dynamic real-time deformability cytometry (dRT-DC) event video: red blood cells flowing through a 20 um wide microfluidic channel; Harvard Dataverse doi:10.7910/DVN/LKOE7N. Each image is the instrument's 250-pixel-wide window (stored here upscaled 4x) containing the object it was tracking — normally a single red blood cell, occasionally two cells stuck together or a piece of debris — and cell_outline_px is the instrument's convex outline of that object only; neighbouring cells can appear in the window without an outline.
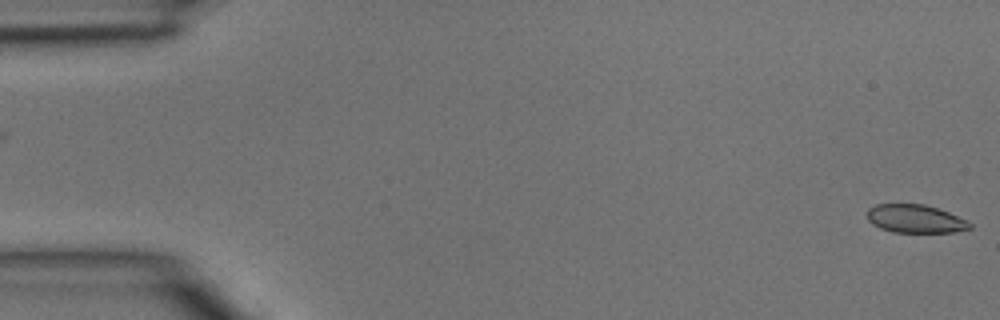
{"species": "common noctule bat (a hibernating species)", "species_latin": "Nyctalus noctula", "temperature_condition": "room temperature", "stored_images_in_passage": 2, "camera_frame_rate_fps": 3000, "um_per_image_px": 0.085, "animal": {"sex": "male", "body_mass_g": 15.6}, "frame": {"image": 1, "passage_image": 2, "time_ms": 0.333, "image_size_px": [1000, 320], "cell_outline_px": [[972, 228], [952, 232], [892, 232], [880, 228], [872, 224], [868, 220], [868, 208], [876, 204], [924, 204], [948, 212], [968, 220], [972, 224]], "centroid_in_image_um": [77.8, 18.6], "position_along_channel_um": 7.2, "area_um2": 16.88}}